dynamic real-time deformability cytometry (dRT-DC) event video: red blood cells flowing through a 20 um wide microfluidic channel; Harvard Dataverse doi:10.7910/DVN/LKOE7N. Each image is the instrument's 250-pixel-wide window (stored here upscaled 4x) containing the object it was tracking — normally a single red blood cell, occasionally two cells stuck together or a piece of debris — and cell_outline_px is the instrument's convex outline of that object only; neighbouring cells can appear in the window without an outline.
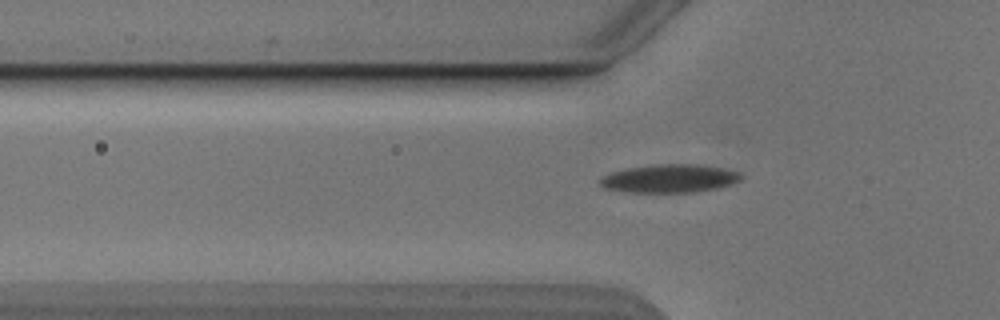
{"species": "Egyptian fruit bat (a non-hibernating species)", "species_latin": "Rousettus aegyptiacus", "temperature_condition": "cold", "stored_images_in_passage": 40, "camera_frame_rate_fps": 3000, "um_per_image_px": 0.085, "animal": {"sex": "male"}, "frame": {"image": 1, "passage_image": 10, "time_ms": 3.0, "image_size_px": [1000, 320], "cell_outline_px": [[744, 176], [740, 180], [716, 188], [696, 192], [632, 192], [604, 188], [600, 184], [600, 180], [604, 176], [612, 172], [628, 168], [652, 164], [700, 164], [740, 172]], "centroid_in_image_um": [56.93, 15.16], "position_along_channel_um": 68.9, "area_um2": 23.0}}
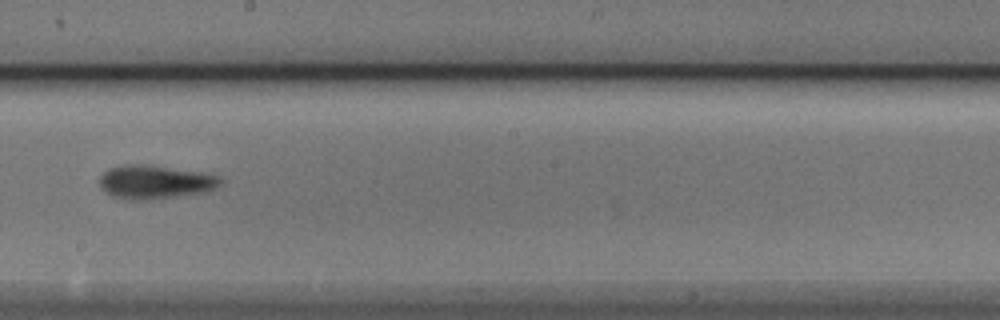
{"frame": {"image": 2, "passage_image": 23, "time_ms": 7.333, "image_size_px": [1000, 320], "cell_outline_px": [[220, 184], [216, 188], [204, 192], [148, 200], [128, 200], [112, 196], [104, 192], [100, 188], [100, 176], [104, 172], [112, 168], [124, 164], [136, 164], [220, 176]], "centroid_in_image_um": [13.09, 15.51], "position_along_channel_um": 235.1, "area_um2": 23.0}}
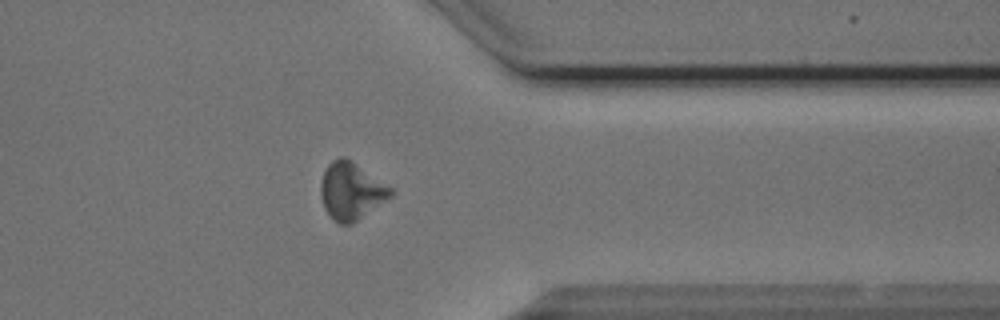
{"frame": {"image": 3, "passage_image": 35, "time_ms": 11.333, "image_size_px": [1000, 320], "cell_outline_px": [[396, 192], [392, 196], [352, 224], [340, 224], [332, 220], [324, 208], [320, 196], [320, 184], [324, 172], [328, 164], [332, 160], [340, 156], [344, 156], [392, 188]], "centroid_in_image_um": [29.83, 16.25], "position_along_channel_um": 381.6, "area_um2": 23.29}}